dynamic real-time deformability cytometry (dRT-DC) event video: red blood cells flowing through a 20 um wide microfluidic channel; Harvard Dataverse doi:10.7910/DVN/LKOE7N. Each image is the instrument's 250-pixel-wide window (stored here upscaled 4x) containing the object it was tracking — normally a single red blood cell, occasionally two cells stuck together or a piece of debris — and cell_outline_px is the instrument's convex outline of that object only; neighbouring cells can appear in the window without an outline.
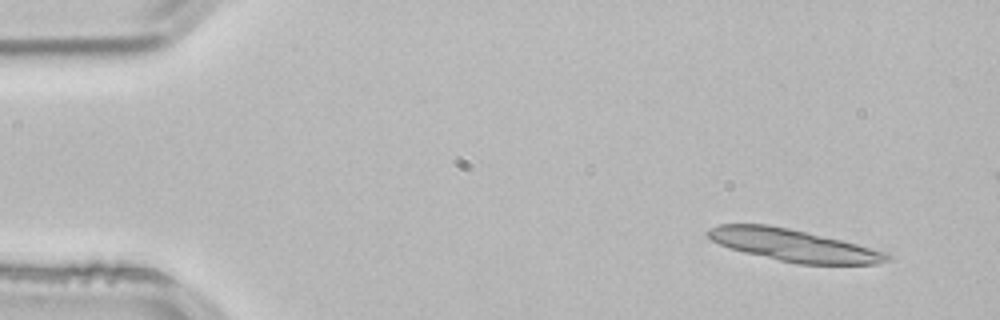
{"species": "common noctule bat (a hibernating species)", "species_latin": "Nyctalus noctula", "temperature_condition": "room temperature", "stored_images_in_passage": 13, "camera_frame_rate_fps": 3000, "um_per_image_px": 0.085, "animal": {"sex": "male", "body_mass_g": 21.5, "forearm_length_mm": 52.0}, "frame": {"image": 1, "passage_image": 3, "time_ms": 0.667, "image_size_px": [1000, 320], "cell_outline_px": [[892, 256], [888, 260], [876, 264], [800, 264], [780, 260], [744, 252], [728, 248], [712, 240], [704, 232], [708, 228], [720, 224], [768, 224], [808, 232], [888, 252]], "centroid_in_image_um": [67.42, 20.84], "position_along_channel_um": 17.6, "area_um2": 33.29}}